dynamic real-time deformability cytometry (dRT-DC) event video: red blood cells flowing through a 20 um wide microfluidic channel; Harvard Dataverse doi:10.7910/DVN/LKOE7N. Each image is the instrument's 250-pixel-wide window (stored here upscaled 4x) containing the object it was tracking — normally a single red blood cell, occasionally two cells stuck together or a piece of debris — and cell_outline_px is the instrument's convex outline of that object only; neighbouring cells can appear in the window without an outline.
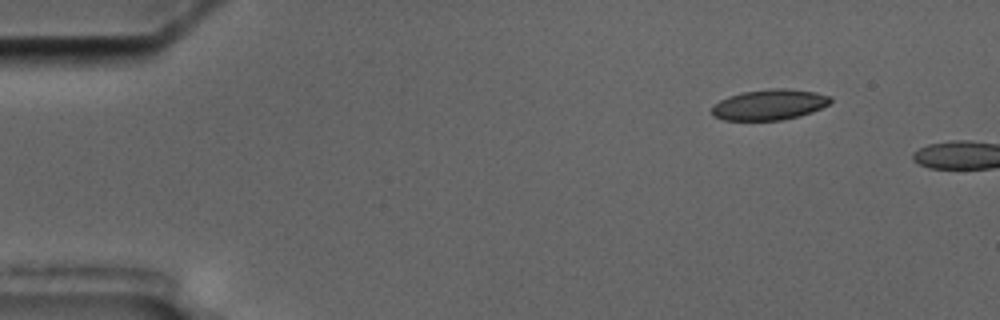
{"species": "common noctule bat (a hibernating species)", "species_latin": "Nyctalus noctula", "temperature_condition": "cold", "stored_images_in_passage": 2, "camera_frame_rate_fps": 3000, "um_per_image_px": 0.085, "animal": {"sex": "male", "body_mass_g": 17.5, "forearm_length_mm": 52.3}, "frame": {"image": 1, "passage_image": 1, "time_ms": 0.0, "image_size_px": [1000, 320], "cell_outline_px": [[832, 100], [828, 104], [812, 112], [800, 116], [780, 120], [724, 120], [712, 116], [712, 108], [720, 100], [728, 96], [744, 92], [772, 88], [784, 88], [816, 92], [832, 96]], "centroid_in_image_um": [65.41, 8.89], "position_along_channel_um": 19.6, "area_um2": 21.1}}